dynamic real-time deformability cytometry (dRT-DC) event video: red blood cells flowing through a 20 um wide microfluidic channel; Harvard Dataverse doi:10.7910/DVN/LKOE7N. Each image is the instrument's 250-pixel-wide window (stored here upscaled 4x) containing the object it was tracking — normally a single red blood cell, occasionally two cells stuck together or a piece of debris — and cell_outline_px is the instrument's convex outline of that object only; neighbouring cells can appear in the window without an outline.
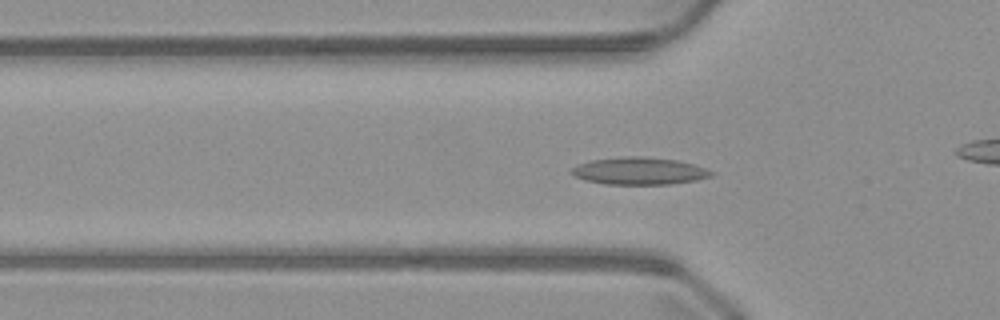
{"species": "common noctule bat (a hibernating species)", "species_latin": "Nyctalus noctula", "temperature_condition": "warm", "stored_images_in_passage": 42, "camera_frame_rate_fps": 3000, "um_per_image_px": 0.085, "animal": {"sex": "male", "body_mass_g": 23.1, "forearm_length_mm": 52.7}, "frame": {"image": 1, "passage_image": 7, "time_ms": 2.0, "image_size_px": [1000, 320], "cell_outline_px": [[716, 172], [712, 176], [696, 180], [668, 184], [604, 184], [584, 180], [568, 172], [572, 168], [580, 164], [592, 160], [624, 156], [644, 156], [676, 160], [692, 164]], "centroid_in_image_um": [54.33, 14.53], "position_along_channel_um": 71.5, "area_um2": 22.14}}
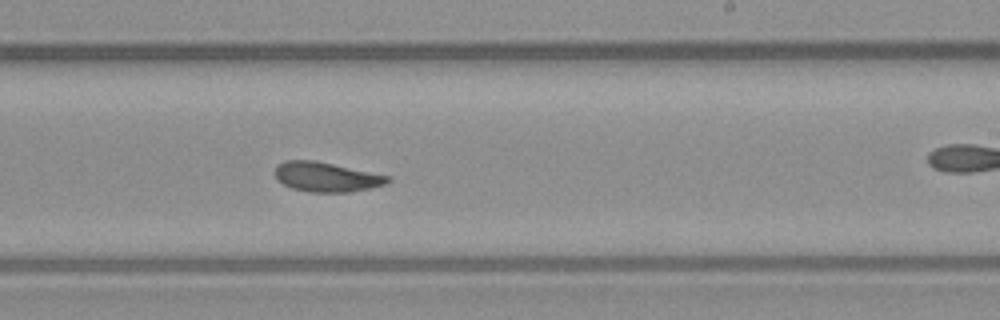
{"frame": {"image": 2, "passage_image": 21, "time_ms": 6.667, "image_size_px": [1000, 320], "cell_outline_px": [[392, 180], [388, 184], [348, 192], [308, 192], [292, 188], [284, 184], [272, 172], [284, 160], [316, 160], [388, 176]], "centroid_in_image_um": [27.73, 15.04], "position_along_channel_um": 261.3, "area_um2": 19.31}}
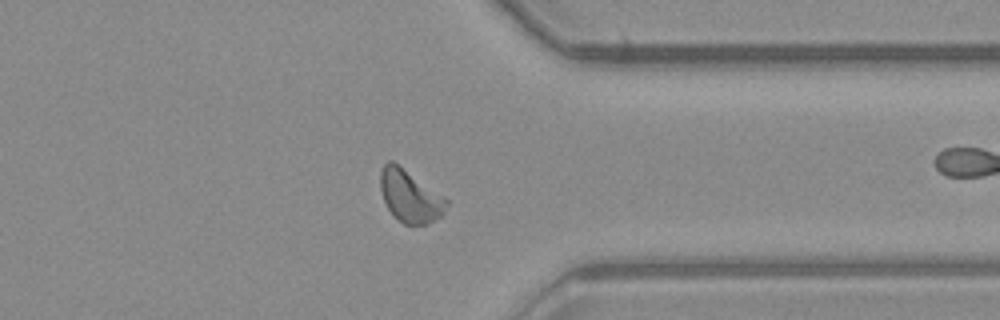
{"frame": {"image": 3, "passage_image": 30, "time_ms": 9.667, "image_size_px": [1000, 320], "cell_outline_px": [[448, 204], [444, 212], [440, 216], [428, 224], [404, 224], [388, 208], [384, 200], [380, 188], [380, 172], [384, 164], [388, 160], [392, 160], [444, 196], [448, 200]], "centroid_in_image_um": [34.85, 16.65], "position_along_channel_um": 376.5, "area_um2": 19.83}}